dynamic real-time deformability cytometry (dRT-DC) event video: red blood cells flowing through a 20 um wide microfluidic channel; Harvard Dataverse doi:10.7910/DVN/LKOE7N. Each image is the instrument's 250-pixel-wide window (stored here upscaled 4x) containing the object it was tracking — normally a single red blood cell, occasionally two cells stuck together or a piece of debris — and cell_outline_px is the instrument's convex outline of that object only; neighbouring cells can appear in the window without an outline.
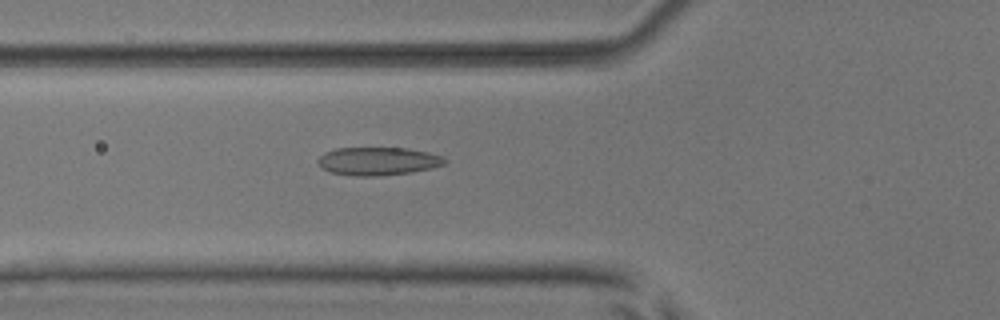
{"species": "common noctule bat (a hibernating species)", "species_latin": "Nyctalus noctula", "temperature_condition": "room temperature", "stored_images_in_passage": 53, "camera_frame_rate_fps": 3000, "um_per_image_px": 0.085, "animal": {"sex": "male", "body_mass_g": 17.9, "forearm_length_mm": 54.2}, "frame": {"image": 1, "passage_image": 20, "time_ms": 6.333, "image_size_px": [1000, 320], "cell_outline_px": [[448, 164], [412, 172], [380, 176], [356, 176], [332, 172], [320, 168], [316, 160], [324, 152], [336, 148], [408, 148], [428, 152], [444, 156], [448, 160]], "centroid_in_image_um": [32.15, 13.7], "position_along_channel_um": 93.6, "area_um2": 21.04}}
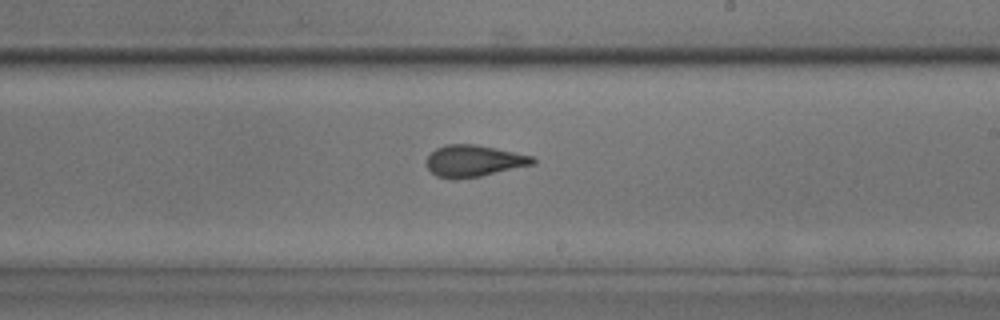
{"frame": {"image": 2, "passage_image": 32, "time_ms": 10.333, "image_size_px": [1000, 320], "cell_outline_px": [[536, 164], [480, 176], [452, 180], [436, 176], [424, 164], [428, 156], [436, 148], [444, 144], [476, 144], [496, 148], [532, 156], [536, 160]], "centroid_in_image_um": [40.25, 13.68], "position_along_channel_um": 248.8, "area_um2": 19.77}}
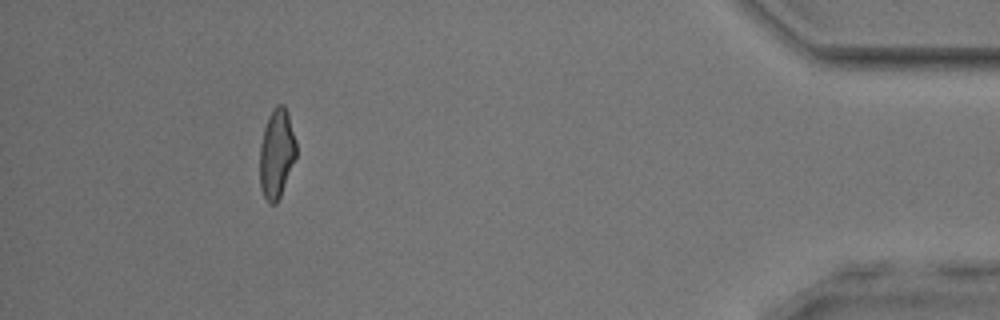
{"frame": {"image": 3, "passage_image": 49, "time_ms": 16.0, "image_size_px": [1000, 320], "cell_outline_px": [[296, 156], [280, 196], [276, 204], [268, 204], [260, 188], [260, 144], [264, 128], [268, 116], [272, 108], [276, 104], [284, 104], [288, 112], [296, 140]], "centroid_in_image_um": [23.51, 13.02], "position_along_channel_um": 411.7, "area_um2": 19.07}, "authors_computed_cell_mechanics": {"area_um2": 19.8832, "velocity_mm_per_s": 3.8774, "shape_relaxation_time_tau1_ms": 5.734, "shape_relaxation_time_tau2_ms": 1.5372, "deformation_change_tau1": 0.1729, "deformation_change_tau2": 0.088}}